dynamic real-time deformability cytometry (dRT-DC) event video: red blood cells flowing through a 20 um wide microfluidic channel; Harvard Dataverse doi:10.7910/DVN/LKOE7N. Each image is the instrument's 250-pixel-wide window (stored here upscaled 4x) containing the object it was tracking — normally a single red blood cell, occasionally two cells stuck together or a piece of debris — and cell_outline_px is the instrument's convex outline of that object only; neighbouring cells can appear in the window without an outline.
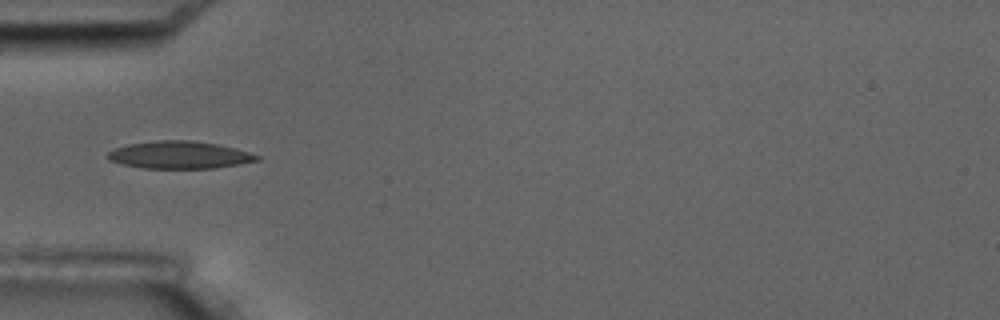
{"species": "common noctule bat (a hibernating species)", "species_latin": "Nyctalus noctula", "temperature_condition": "room temperature", "stored_images_in_passage": 15, "camera_frame_rate_fps": 3000, "um_per_image_px": 0.085, "animal": {"sex": "male", "body_mass_g": 17.5, "forearm_length_mm": 52.3}, "frame": {"image": 1, "passage_image": 7, "time_ms": 6.667, "image_size_px": [1000, 320], "cell_outline_px": [[260, 160], [240, 164], [216, 168], [140, 168], [120, 164], [108, 160], [108, 152], [116, 148], [128, 144], [156, 140], [188, 140], [216, 144], [248, 152], [260, 156]], "centroid_in_image_um": [15.22, 13.18], "position_along_channel_um": 69.8, "area_um2": 23.76}}
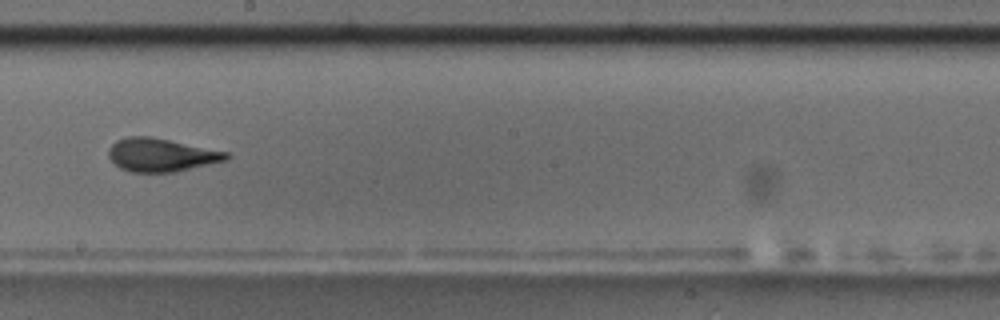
{"frame": {"image": 2, "passage_image": 11, "time_ms": 11.333, "image_size_px": [1000, 320], "cell_outline_px": [[232, 156], [228, 160], [176, 172], [132, 172], [120, 168], [108, 156], [108, 148], [116, 140], [128, 136], [148, 136], [228, 152]], "centroid_in_image_um": [13.71, 13.18], "position_along_channel_um": 234.5, "area_um2": 22.77}, "authors_computed_cell_mechanics": {"area_um2": 22.7154, "velocity_mm_per_s": 3.5362, "shape_relaxation_time_tau1_ms": 5.3406, "shape_relaxation_time_tau2_ms": 1.1231, "deformation_change_tau1": 0.1747, "deformation_change_tau2": 0.0434}}